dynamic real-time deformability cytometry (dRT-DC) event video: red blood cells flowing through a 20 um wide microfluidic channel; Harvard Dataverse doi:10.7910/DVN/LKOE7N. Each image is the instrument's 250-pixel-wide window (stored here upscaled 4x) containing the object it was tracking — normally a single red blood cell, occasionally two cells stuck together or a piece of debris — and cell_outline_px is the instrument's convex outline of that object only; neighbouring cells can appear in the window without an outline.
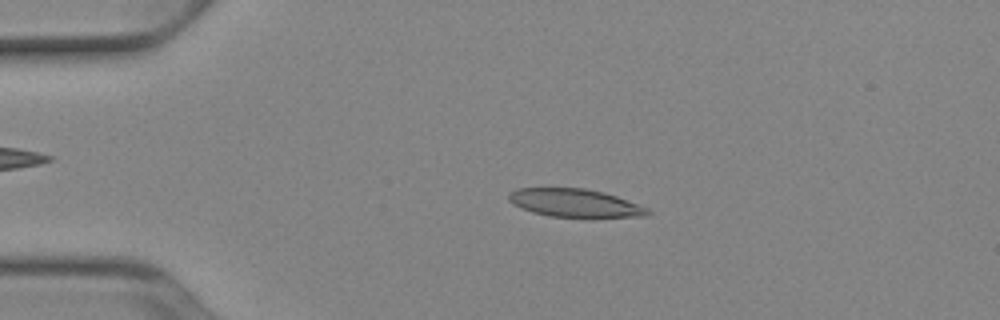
{"species": "Egyptian fruit bat (a non-hibernating species)", "species_latin": "Rousettus aegyptiacus", "temperature_condition": "cold", "stored_images_in_passage": 51, "camera_frame_rate_fps": 3000, "um_per_image_px": 0.085, "animal": {"sex": "female"}, "frame": {"image": 1, "passage_image": 11, "time_ms": 3.333, "image_size_px": [1000, 320], "cell_outline_px": [[652, 212], [648, 216], [588, 220], [548, 216], [532, 212], [520, 208], [512, 204], [508, 200], [508, 192], [516, 188], [584, 188], [604, 192], [616, 196], [648, 208]], "centroid_in_image_um": [48.9, 17.31], "position_along_channel_um": 36.1, "area_um2": 23.99}}
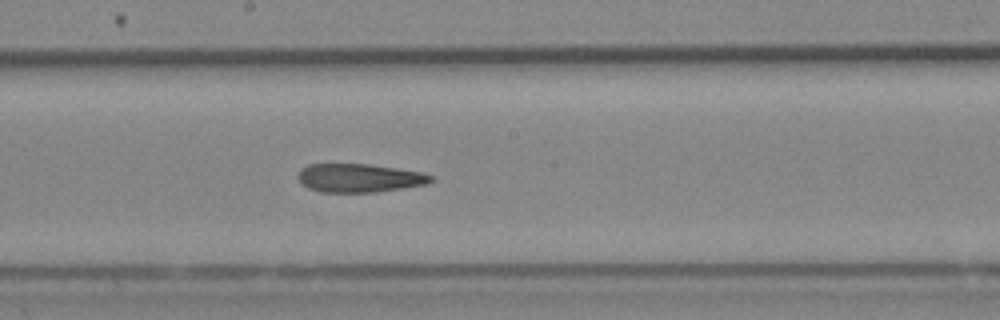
{"frame": {"image": 2, "passage_image": 28, "time_ms": 9.0, "image_size_px": [1000, 320], "cell_outline_px": [[436, 176], [428, 184], [376, 192], [320, 192], [308, 188], [296, 176], [300, 168], [308, 164], [368, 164], [396, 168], [420, 172]], "centroid_in_image_um": [30.53, 15.12], "position_along_channel_um": 217.7, "area_um2": 22.14}}
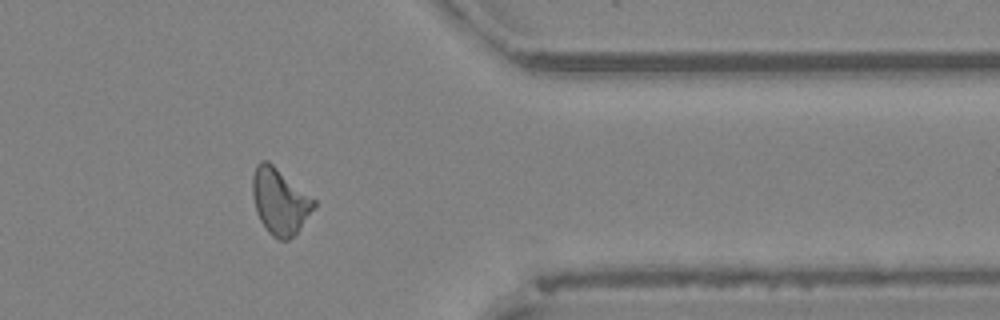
{"frame": {"image": 3, "passage_image": 42, "time_ms": 13.667, "image_size_px": [1000, 320], "cell_outline_px": [[316, 208], [296, 232], [288, 240], [280, 240], [272, 236], [268, 232], [260, 220], [256, 212], [252, 196], [252, 176], [256, 164], [260, 160], [268, 160], [316, 200]], "centroid_in_image_um": [23.77, 17.09], "position_along_channel_um": 387.6, "area_um2": 23.76}, "authors_computed_cell_mechanics": {"area_um2": 23.0622, "velocity_mm_per_s": 3.9165, "shape_relaxation_time_tau1_ms": null, "shape_relaxation_time_tau2_ms": 3.874, "deformation_change_tau1": null, "deformation_change_tau2": 0.1268}}